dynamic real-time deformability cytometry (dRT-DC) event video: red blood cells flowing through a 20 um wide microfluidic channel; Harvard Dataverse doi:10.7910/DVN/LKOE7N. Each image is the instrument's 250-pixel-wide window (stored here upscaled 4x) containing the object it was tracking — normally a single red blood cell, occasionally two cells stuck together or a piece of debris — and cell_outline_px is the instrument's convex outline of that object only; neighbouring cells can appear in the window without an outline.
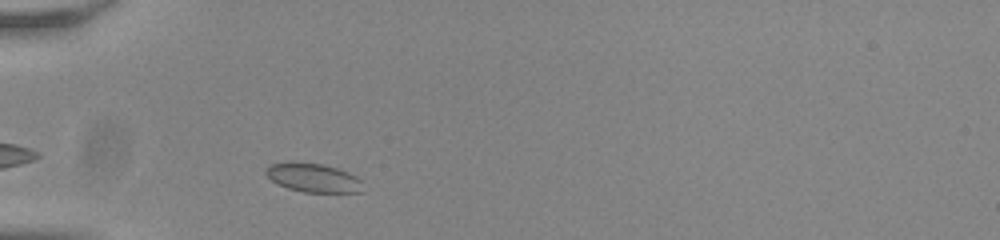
{"species": "common noctule bat (a hibernating species)", "species_latin": "Nyctalus noctula", "temperature_condition": "room temperature", "stored_images_in_passage": 29, "camera_frame_rate_fps": 3000, "um_per_image_px": 0.085, "animal": {"sex": "male", "body_mass_g": 20.0, "forearm_length_mm": 53.3}, "frame": {"image": 1, "passage_image": 3, "time_ms": 0.667, "image_size_px": [1000, 240], "cell_outline_px": [[364, 192], [304, 192], [288, 188], [272, 180], [264, 172], [264, 168], [272, 164], [324, 164], [348, 172], [356, 176], [360, 180]], "centroid_in_image_um": [26.67, 15.14], "position_along_channel_um": 58.3, "area_um2": 15.72}}
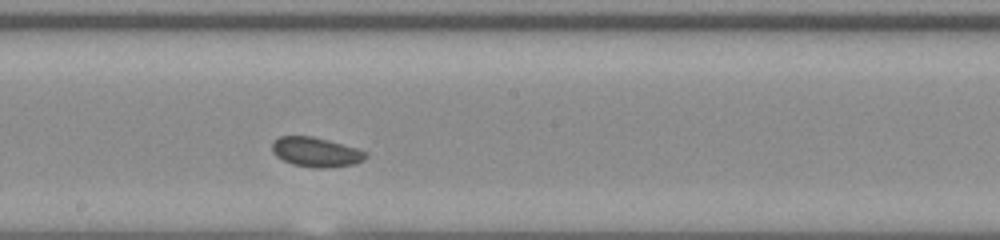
{"frame": {"image": 2, "passage_image": 17, "time_ms": 5.333, "image_size_px": [1000, 240], "cell_outline_px": [[368, 156], [364, 160], [356, 164], [328, 168], [316, 168], [292, 164], [276, 156], [272, 152], [272, 140], [280, 136], [312, 136], [328, 140], [356, 148], [368, 152]], "centroid_in_image_um": [26.87, 12.93], "position_along_channel_um": 221.3, "area_um2": 16.3}}
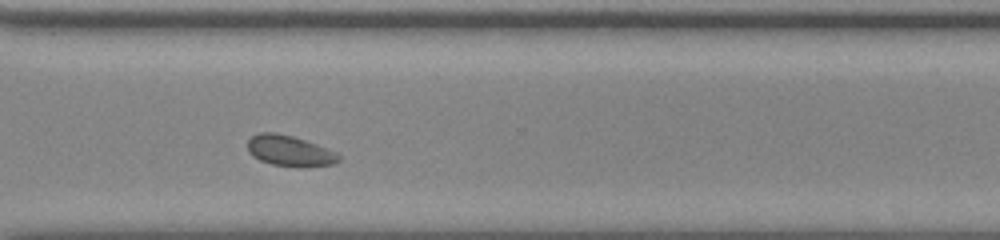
{"frame": {"image": 3, "passage_image": 27, "time_ms": 8.667, "image_size_px": [1000, 240], "cell_outline_px": [[340, 160], [336, 164], [304, 168], [300, 168], [272, 164], [260, 160], [252, 156], [248, 152], [248, 140], [252, 136], [260, 132], [276, 132], [292, 136], [316, 144], [336, 152], [340, 156]], "centroid_in_image_um": [24.64, 12.84], "position_along_channel_um": 346.0, "area_um2": 16.53}}